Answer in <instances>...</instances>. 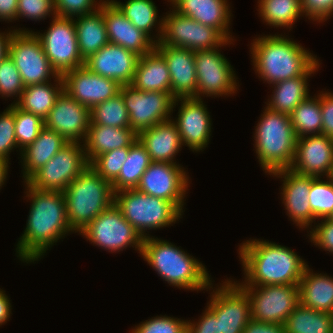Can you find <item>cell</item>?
<instances>
[{
	"mask_svg": "<svg viewBox=\"0 0 333 333\" xmlns=\"http://www.w3.org/2000/svg\"><path fill=\"white\" fill-rule=\"evenodd\" d=\"M24 184L31 206L26 228L16 245V255L28 264L41 259L54 243L74 231L68 223L63 192L42 191L27 182Z\"/></svg>",
	"mask_w": 333,
	"mask_h": 333,
	"instance_id": "cell-1",
	"label": "cell"
},
{
	"mask_svg": "<svg viewBox=\"0 0 333 333\" xmlns=\"http://www.w3.org/2000/svg\"><path fill=\"white\" fill-rule=\"evenodd\" d=\"M238 251L244 286L298 285L309 266L292 249L271 241L246 240Z\"/></svg>",
	"mask_w": 333,
	"mask_h": 333,
	"instance_id": "cell-2",
	"label": "cell"
},
{
	"mask_svg": "<svg viewBox=\"0 0 333 333\" xmlns=\"http://www.w3.org/2000/svg\"><path fill=\"white\" fill-rule=\"evenodd\" d=\"M250 49L255 73L270 85L299 77L318 61L313 53L282 34L261 35L253 40Z\"/></svg>",
	"mask_w": 333,
	"mask_h": 333,
	"instance_id": "cell-3",
	"label": "cell"
},
{
	"mask_svg": "<svg viewBox=\"0 0 333 333\" xmlns=\"http://www.w3.org/2000/svg\"><path fill=\"white\" fill-rule=\"evenodd\" d=\"M140 255L169 285L197 292L213 289L205 265L167 240L144 238Z\"/></svg>",
	"mask_w": 333,
	"mask_h": 333,
	"instance_id": "cell-4",
	"label": "cell"
},
{
	"mask_svg": "<svg viewBox=\"0 0 333 333\" xmlns=\"http://www.w3.org/2000/svg\"><path fill=\"white\" fill-rule=\"evenodd\" d=\"M256 124L254 147L263 171L289 169L295 157L296 140L290 115L265 107Z\"/></svg>",
	"mask_w": 333,
	"mask_h": 333,
	"instance_id": "cell-5",
	"label": "cell"
},
{
	"mask_svg": "<svg viewBox=\"0 0 333 333\" xmlns=\"http://www.w3.org/2000/svg\"><path fill=\"white\" fill-rule=\"evenodd\" d=\"M70 228L80 233L114 203L112 183L88 166L63 191Z\"/></svg>",
	"mask_w": 333,
	"mask_h": 333,
	"instance_id": "cell-6",
	"label": "cell"
},
{
	"mask_svg": "<svg viewBox=\"0 0 333 333\" xmlns=\"http://www.w3.org/2000/svg\"><path fill=\"white\" fill-rule=\"evenodd\" d=\"M114 204L143 239L149 237L147 230L173 225L183 214L170 201L137 189H125L114 193Z\"/></svg>",
	"mask_w": 333,
	"mask_h": 333,
	"instance_id": "cell-7",
	"label": "cell"
},
{
	"mask_svg": "<svg viewBox=\"0 0 333 333\" xmlns=\"http://www.w3.org/2000/svg\"><path fill=\"white\" fill-rule=\"evenodd\" d=\"M163 18V29L160 43L177 48H186L197 52L214 49L229 44L217 29L203 25L196 20L178 14L172 9Z\"/></svg>",
	"mask_w": 333,
	"mask_h": 333,
	"instance_id": "cell-8",
	"label": "cell"
},
{
	"mask_svg": "<svg viewBox=\"0 0 333 333\" xmlns=\"http://www.w3.org/2000/svg\"><path fill=\"white\" fill-rule=\"evenodd\" d=\"M89 242L106 251L120 252L127 247H135L141 253L143 238L124 218L113 203L91 221L80 233Z\"/></svg>",
	"mask_w": 333,
	"mask_h": 333,
	"instance_id": "cell-9",
	"label": "cell"
},
{
	"mask_svg": "<svg viewBox=\"0 0 333 333\" xmlns=\"http://www.w3.org/2000/svg\"><path fill=\"white\" fill-rule=\"evenodd\" d=\"M9 44V57L19 70L23 85L51 82L58 73L53 69L39 38L31 30L14 29Z\"/></svg>",
	"mask_w": 333,
	"mask_h": 333,
	"instance_id": "cell-10",
	"label": "cell"
},
{
	"mask_svg": "<svg viewBox=\"0 0 333 333\" xmlns=\"http://www.w3.org/2000/svg\"><path fill=\"white\" fill-rule=\"evenodd\" d=\"M234 282L248 296L251 319L255 321L284 325L299 304L298 285L244 286Z\"/></svg>",
	"mask_w": 333,
	"mask_h": 333,
	"instance_id": "cell-11",
	"label": "cell"
},
{
	"mask_svg": "<svg viewBox=\"0 0 333 333\" xmlns=\"http://www.w3.org/2000/svg\"><path fill=\"white\" fill-rule=\"evenodd\" d=\"M88 166L83 144L68 142L27 183L34 189L63 192Z\"/></svg>",
	"mask_w": 333,
	"mask_h": 333,
	"instance_id": "cell-12",
	"label": "cell"
},
{
	"mask_svg": "<svg viewBox=\"0 0 333 333\" xmlns=\"http://www.w3.org/2000/svg\"><path fill=\"white\" fill-rule=\"evenodd\" d=\"M34 33L39 38L51 66L59 76L84 66L85 60L79 52L73 18L53 17L46 32Z\"/></svg>",
	"mask_w": 333,
	"mask_h": 333,
	"instance_id": "cell-13",
	"label": "cell"
},
{
	"mask_svg": "<svg viewBox=\"0 0 333 333\" xmlns=\"http://www.w3.org/2000/svg\"><path fill=\"white\" fill-rule=\"evenodd\" d=\"M119 92L128 110L130 128L137 134L157 123L171 119L175 99L171 93L143 92L131 84L120 86Z\"/></svg>",
	"mask_w": 333,
	"mask_h": 333,
	"instance_id": "cell-14",
	"label": "cell"
},
{
	"mask_svg": "<svg viewBox=\"0 0 333 333\" xmlns=\"http://www.w3.org/2000/svg\"><path fill=\"white\" fill-rule=\"evenodd\" d=\"M218 49L219 47H216L195 52L197 75L195 98L197 99H202L205 95H207L206 97H226L237 91L239 82H236V73L230 62Z\"/></svg>",
	"mask_w": 333,
	"mask_h": 333,
	"instance_id": "cell-15",
	"label": "cell"
},
{
	"mask_svg": "<svg viewBox=\"0 0 333 333\" xmlns=\"http://www.w3.org/2000/svg\"><path fill=\"white\" fill-rule=\"evenodd\" d=\"M189 181L187 172L179 164L152 161L141 176L136 189L170 201L184 212V198L190 184Z\"/></svg>",
	"mask_w": 333,
	"mask_h": 333,
	"instance_id": "cell-16",
	"label": "cell"
},
{
	"mask_svg": "<svg viewBox=\"0 0 333 333\" xmlns=\"http://www.w3.org/2000/svg\"><path fill=\"white\" fill-rule=\"evenodd\" d=\"M220 286L213 289L207 303L216 314L220 333H242L251 320L249 298L233 280L227 279Z\"/></svg>",
	"mask_w": 333,
	"mask_h": 333,
	"instance_id": "cell-17",
	"label": "cell"
},
{
	"mask_svg": "<svg viewBox=\"0 0 333 333\" xmlns=\"http://www.w3.org/2000/svg\"><path fill=\"white\" fill-rule=\"evenodd\" d=\"M181 101V102H180ZM178 117L173 119L178 128L182 145L191 151L200 152L209 144L212 121L202 99L195 97L175 98L173 109L178 105Z\"/></svg>",
	"mask_w": 333,
	"mask_h": 333,
	"instance_id": "cell-18",
	"label": "cell"
},
{
	"mask_svg": "<svg viewBox=\"0 0 333 333\" xmlns=\"http://www.w3.org/2000/svg\"><path fill=\"white\" fill-rule=\"evenodd\" d=\"M61 77L63 91L89 109L114 97L121 86L115 80L93 73L85 66L66 72Z\"/></svg>",
	"mask_w": 333,
	"mask_h": 333,
	"instance_id": "cell-19",
	"label": "cell"
},
{
	"mask_svg": "<svg viewBox=\"0 0 333 333\" xmlns=\"http://www.w3.org/2000/svg\"><path fill=\"white\" fill-rule=\"evenodd\" d=\"M89 125L90 109L78 103L64 91L44 119L46 128L62 135L68 142L84 143Z\"/></svg>",
	"mask_w": 333,
	"mask_h": 333,
	"instance_id": "cell-20",
	"label": "cell"
},
{
	"mask_svg": "<svg viewBox=\"0 0 333 333\" xmlns=\"http://www.w3.org/2000/svg\"><path fill=\"white\" fill-rule=\"evenodd\" d=\"M333 167V138L319 134L299 137L290 167L301 175L329 177Z\"/></svg>",
	"mask_w": 333,
	"mask_h": 333,
	"instance_id": "cell-21",
	"label": "cell"
},
{
	"mask_svg": "<svg viewBox=\"0 0 333 333\" xmlns=\"http://www.w3.org/2000/svg\"><path fill=\"white\" fill-rule=\"evenodd\" d=\"M282 180L281 200L290 220L300 228H311L316 220L311 212L309 204V193L311 187V176L301 175L292 169H282L271 173Z\"/></svg>",
	"mask_w": 333,
	"mask_h": 333,
	"instance_id": "cell-22",
	"label": "cell"
},
{
	"mask_svg": "<svg viewBox=\"0 0 333 333\" xmlns=\"http://www.w3.org/2000/svg\"><path fill=\"white\" fill-rule=\"evenodd\" d=\"M139 57L130 50L108 43L85 59L84 66L93 73L111 78L123 86L132 83Z\"/></svg>",
	"mask_w": 333,
	"mask_h": 333,
	"instance_id": "cell-23",
	"label": "cell"
},
{
	"mask_svg": "<svg viewBox=\"0 0 333 333\" xmlns=\"http://www.w3.org/2000/svg\"><path fill=\"white\" fill-rule=\"evenodd\" d=\"M103 16L108 41L143 56L155 48V42L142 30L137 29L129 19L110 1L103 2Z\"/></svg>",
	"mask_w": 333,
	"mask_h": 333,
	"instance_id": "cell-24",
	"label": "cell"
},
{
	"mask_svg": "<svg viewBox=\"0 0 333 333\" xmlns=\"http://www.w3.org/2000/svg\"><path fill=\"white\" fill-rule=\"evenodd\" d=\"M155 49L167 63L172 96L174 98L195 97L197 90L195 52L186 48L164 45L160 42L155 43Z\"/></svg>",
	"mask_w": 333,
	"mask_h": 333,
	"instance_id": "cell-25",
	"label": "cell"
},
{
	"mask_svg": "<svg viewBox=\"0 0 333 333\" xmlns=\"http://www.w3.org/2000/svg\"><path fill=\"white\" fill-rule=\"evenodd\" d=\"M168 2L178 14L217 29L227 40H234L229 30L232 13L228 0H168Z\"/></svg>",
	"mask_w": 333,
	"mask_h": 333,
	"instance_id": "cell-26",
	"label": "cell"
},
{
	"mask_svg": "<svg viewBox=\"0 0 333 333\" xmlns=\"http://www.w3.org/2000/svg\"><path fill=\"white\" fill-rule=\"evenodd\" d=\"M138 139L153 162L176 163L175 156L183 146L172 118L140 131Z\"/></svg>",
	"mask_w": 333,
	"mask_h": 333,
	"instance_id": "cell-27",
	"label": "cell"
},
{
	"mask_svg": "<svg viewBox=\"0 0 333 333\" xmlns=\"http://www.w3.org/2000/svg\"><path fill=\"white\" fill-rule=\"evenodd\" d=\"M137 139L138 134L131 128L90 124L83 143L86 159L90 164L105 152L130 147Z\"/></svg>",
	"mask_w": 333,
	"mask_h": 333,
	"instance_id": "cell-28",
	"label": "cell"
},
{
	"mask_svg": "<svg viewBox=\"0 0 333 333\" xmlns=\"http://www.w3.org/2000/svg\"><path fill=\"white\" fill-rule=\"evenodd\" d=\"M67 143L62 135L44 126L38 137L21 152L20 162L23 167L24 182H27Z\"/></svg>",
	"mask_w": 333,
	"mask_h": 333,
	"instance_id": "cell-29",
	"label": "cell"
},
{
	"mask_svg": "<svg viewBox=\"0 0 333 333\" xmlns=\"http://www.w3.org/2000/svg\"><path fill=\"white\" fill-rule=\"evenodd\" d=\"M131 85L143 92L171 93V79L167 63L154 48L139 57Z\"/></svg>",
	"mask_w": 333,
	"mask_h": 333,
	"instance_id": "cell-30",
	"label": "cell"
},
{
	"mask_svg": "<svg viewBox=\"0 0 333 333\" xmlns=\"http://www.w3.org/2000/svg\"><path fill=\"white\" fill-rule=\"evenodd\" d=\"M299 303L313 310L333 314V278L314 273L307 266L298 284Z\"/></svg>",
	"mask_w": 333,
	"mask_h": 333,
	"instance_id": "cell-31",
	"label": "cell"
},
{
	"mask_svg": "<svg viewBox=\"0 0 333 333\" xmlns=\"http://www.w3.org/2000/svg\"><path fill=\"white\" fill-rule=\"evenodd\" d=\"M320 64L318 60L305 74L272 84L273 94L266 107L290 115L309 96L308 78L318 71Z\"/></svg>",
	"mask_w": 333,
	"mask_h": 333,
	"instance_id": "cell-32",
	"label": "cell"
},
{
	"mask_svg": "<svg viewBox=\"0 0 333 333\" xmlns=\"http://www.w3.org/2000/svg\"><path fill=\"white\" fill-rule=\"evenodd\" d=\"M78 48L85 60L109 43L103 16V4L96 11L73 18Z\"/></svg>",
	"mask_w": 333,
	"mask_h": 333,
	"instance_id": "cell-33",
	"label": "cell"
},
{
	"mask_svg": "<svg viewBox=\"0 0 333 333\" xmlns=\"http://www.w3.org/2000/svg\"><path fill=\"white\" fill-rule=\"evenodd\" d=\"M53 80L56 83L46 82L26 86L15 105L44 120L53 108L56 99L63 92L62 77L59 76Z\"/></svg>",
	"mask_w": 333,
	"mask_h": 333,
	"instance_id": "cell-34",
	"label": "cell"
},
{
	"mask_svg": "<svg viewBox=\"0 0 333 333\" xmlns=\"http://www.w3.org/2000/svg\"><path fill=\"white\" fill-rule=\"evenodd\" d=\"M110 1L137 29L142 30L152 40L154 39L155 43L160 41L163 29V18L158 20V10L152 0H128L125 4L117 0ZM156 27H158V33L155 38L153 35L151 36V33L153 32L152 29Z\"/></svg>",
	"mask_w": 333,
	"mask_h": 333,
	"instance_id": "cell-35",
	"label": "cell"
},
{
	"mask_svg": "<svg viewBox=\"0 0 333 333\" xmlns=\"http://www.w3.org/2000/svg\"><path fill=\"white\" fill-rule=\"evenodd\" d=\"M151 162L146 148L137 139L129 147L128 157L120 170L119 176L112 182L114 193L125 189H136L141 176Z\"/></svg>",
	"mask_w": 333,
	"mask_h": 333,
	"instance_id": "cell-36",
	"label": "cell"
},
{
	"mask_svg": "<svg viewBox=\"0 0 333 333\" xmlns=\"http://www.w3.org/2000/svg\"><path fill=\"white\" fill-rule=\"evenodd\" d=\"M284 326L286 333H333V314L319 312L299 303Z\"/></svg>",
	"mask_w": 333,
	"mask_h": 333,
	"instance_id": "cell-37",
	"label": "cell"
},
{
	"mask_svg": "<svg viewBox=\"0 0 333 333\" xmlns=\"http://www.w3.org/2000/svg\"><path fill=\"white\" fill-rule=\"evenodd\" d=\"M258 12L262 20L269 26L286 27L292 25L303 16L300 0H258Z\"/></svg>",
	"mask_w": 333,
	"mask_h": 333,
	"instance_id": "cell-38",
	"label": "cell"
},
{
	"mask_svg": "<svg viewBox=\"0 0 333 333\" xmlns=\"http://www.w3.org/2000/svg\"><path fill=\"white\" fill-rule=\"evenodd\" d=\"M295 136L305 137L322 134V113L319 94L305 98L290 114Z\"/></svg>",
	"mask_w": 333,
	"mask_h": 333,
	"instance_id": "cell-39",
	"label": "cell"
},
{
	"mask_svg": "<svg viewBox=\"0 0 333 333\" xmlns=\"http://www.w3.org/2000/svg\"><path fill=\"white\" fill-rule=\"evenodd\" d=\"M90 124L105 125L118 128H130L128 110L122 94L93 106L90 109Z\"/></svg>",
	"mask_w": 333,
	"mask_h": 333,
	"instance_id": "cell-40",
	"label": "cell"
},
{
	"mask_svg": "<svg viewBox=\"0 0 333 333\" xmlns=\"http://www.w3.org/2000/svg\"><path fill=\"white\" fill-rule=\"evenodd\" d=\"M309 204L315 219L329 218L333 213V181L327 177L323 181L320 177L311 176Z\"/></svg>",
	"mask_w": 333,
	"mask_h": 333,
	"instance_id": "cell-41",
	"label": "cell"
},
{
	"mask_svg": "<svg viewBox=\"0 0 333 333\" xmlns=\"http://www.w3.org/2000/svg\"><path fill=\"white\" fill-rule=\"evenodd\" d=\"M15 136L20 154L39 135L44 120L33 113L24 111L14 104Z\"/></svg>",
	"mask_w": 333,
	"mask_h": 333,
	"instance_id": "cell-42",
	"label": "cell"
},
{
	"mask_svg": "<svg viewBox=\"0 0 333 333\" xmlns=\"http://www.w3.org/2000/svg\"><path fill=\"white\" fill-rule=\"evenodd\" d=\"M128 152L129 147L105 152L96 157L89 166L103 179L112 183L119 176L120 170L128 157Z\"/></svg>",
	"mask_w": 333,
	"mask_h": 333,
	"instance_id": "cell-43",
	"label": "cell"
},
{
	"mask_svg": "<svg viewBox=\"0 0 333 333\" xmlns=\"http://www.w3.org/2000/svg\"><path fill=\"white\" fill-rule=\"evenodd\" d=\"M25 86L22 83L19 70L16 68L13 60L7 56L0 63V95L3 98H8L15 96L17 100H14L15 104L21 93L23 92Z\"/></svg>",
	"mask_w": 333,
	"mask_h": 333,
	"instance_id": "cell-44",
	"label": "cell"
},
{
	"mask_svg": "<svg viewBox=\"0 0 333 333\" xmlns=\"http://www.w3.org/2000/svg\"><path fill=\"white\" fill-rule=\"evenodd\" d=\"M187 325L188 320L161 315L135 325L130 333H187Z\"/></svg>",
	"mask_w": 333,
	"mask_h": 333,
	"instance_id": "cell-45",
	"label": "cell"
},
{
	"mask_svg": "<svg viewBox=\"0 0 333 333\" xmlns=\"http://www.w3.org/2000/svg\"><path fill=\"white\" fill-rule=\"evenodd\" d=\"M16 148L14 104H11L0 114V158L9 162L10 152Z\"/></svg>",
	"mask_w": 333,
	"mask_h": 333,
	"instance_id": "cell-46",
	"label": "cell"
},
{
	"mask_svg": "<svg viewBox=\"0 0 333 333\" xmlns=\"http://www.w3.org/2000/svg\"><path fill=\"white\" fill-rule=\"evenodd\" d=\"M105 0H54L56 15L62 18H75L89 14L101 7Z\"/></svg>",
	"mask_w": 333,
	"mask_h": 333,
	"instance_id": "cell-47",
	"label": "cell"
},
{
	"mask_svg": "<svg viewBox=\"0 0 333 333\" xmlns=\"http://www.w3.org/2000/svg\"><path fill=\"white\" fill-rule=\"evenodd\" d=\"M52 15L56 17L54 0H18L17 20L25 17L39 21L45 19L47 16Z\"/></svg>",
	"mask_w": 333,
	"mask_h": 333,
	"instance_id": "cell-48",
	"label": "cell"
},
{
	"mask_svg": "<svg viewBox=\"0 0 333 333\" xmlns=\"http://www.w3.org/2000/svg\"><path fill=\"white\" fill-rule=\"evenodd\" d=\"M321 223L314 224V227L309 228L310 241L325 251L333 254V220L330 218L320 219Z\"/></svg>",
	"mask_w": 333,
	"mask_h": 333,
	"instance_id": "cell-49",
	"label": "cell"
},
{
	"mask_svg": "<svg viewBox=\"0 0 333 333\" xmlns=\"http://www.w3.org/2000/svg\"><path fill=\"white\" fill-rule=\"evenodd\" d=\"M302 13L309 20L322 23L333 15V0H300ZM325 20V21H324Z\"/></svg>",
	"mask_w": 333,
	"mask_h": 333,
	"instance_id": "cell-50",
	"label": "cell"
},
{
	"mask_svg": "<svg viewBox=\"0 0 333 333\" xmlns=\"http://www.w3.org/2000/svg\"><path fill=\"white\" fill-rule=\"evenodd\" d=\"M202 314L198 322L188 320L187 333H220L216 314L208 306Z\"/></svg>",
	"mask_w": 333,
	"mask_h": 333,
	"instance_id": "cell-51",
	"label": "cell"
},
{
	"mask_svg": "<svg viewBox=\"0 0 333 333\" xmlns=\"http://www.w3.org/2000/svg\"><path fill=\"white\" fill-rule=\"evenodd\" d=\"M322 113V135L333 138V93H319Z\"/></svg>",
	"mask_w": 333,
	"mask_h": 333,
	"instance_id": "cell-52",
	"label": "cell"
},
{
	"mask_svg": "<svg viewBox=\"0 0 333 333\" xmlns=\"http://www.w3.org/2000/svg\"><path fill=\"white\" fill-rule=\"evenodd\" d=\"M242 333H286V330L282 324L265 323L251 319Z\"/></svg>",
	"mask_w": 333,
	"mask_h": 333,
	"instance_id": "cell-53",
	"label": "cell"
},
{
	"mask_svg": "<svg viewBox=\"0 0 333 333\" xmlns=\"http://www.w3.org/2000/svg\"><path fill=\"white\" fill-rule=\"evenodd\" d=\"M18 0H0V20L13 22L17 20Z\"/></svg>",
	"mask_w": 333,
	"mask_h": 333,
	"instance_id": "cell-54",
	"label": "cell"
},
{
	"mask_svg": "<svg viewBox=\"0 0 333 333\" xmlns=\"http://www.w3.org/2000/svg\"><path fill=\"white\" fill-rule=\"evenodd\" d=\"M12 306L10 298L5 294V291L0 288V326L4 325L9 321Z\"/></svg>",
	"mask_w": 333,
	"mask_h": 333,
	"instance_id": "cell-55",
	"label": "cell"
},
{
	"mask_svg": "<svg viewBox=\"0 0 333 333\" xmlns=\"http://www.w3.org/2000/svg\"><path fill=\"white\" fill-rule=\"evenodd\" d=\"M15 30L0 33V63L9 56V44L11 36Z\"/></svg>",
	"mask_w": 333,
	"mask_h": 333,
	"instance_id": "cell-56",
	"label": "cell"
},
{
	"mask_svg": "<svg viewBox=\"0 0 333 333\" xmlns=\"http://www.w3.org/2000/svg\"><path fill=\"white\" fill-rule=\"evenodd\" d=\"M9 163L10 162L0 158V189L7 178Z\"/></svg>",
	"mask_w": 333,
	"mask_h": 333,
	"instance_id": "cell-57",
	"label": "cell"
},
{
	"mask_svg": "<svg viewBox=\"0 0 333 333\" xmlns=\"http://www.w3.org/2000/svg\"><path fill=\"white\" fill-rule=\"evenodd\" d=\"M329 178L333 181V167H332V171H331V173H330Z\"/></svg>",
	"mask_w": 333,
	"mask_h": 333,
	"instance_id": "cell-58",
	"label": "cell"
},
{
	"mask_svg": "<svg viewBox=\"0 0 333 333\" xmlns=\"http://www.w3.org/2000/svg\"><path fill=\"white\" fill-rule=\"evenodd\" d=\"M331 220H333V213H332V215L329 217Z\"/></svg>",
	"mask_w": 333,
	"mask_h": 333,
	"instance_id": "cell-59",
	"label": "cell"
}]
</instances>
